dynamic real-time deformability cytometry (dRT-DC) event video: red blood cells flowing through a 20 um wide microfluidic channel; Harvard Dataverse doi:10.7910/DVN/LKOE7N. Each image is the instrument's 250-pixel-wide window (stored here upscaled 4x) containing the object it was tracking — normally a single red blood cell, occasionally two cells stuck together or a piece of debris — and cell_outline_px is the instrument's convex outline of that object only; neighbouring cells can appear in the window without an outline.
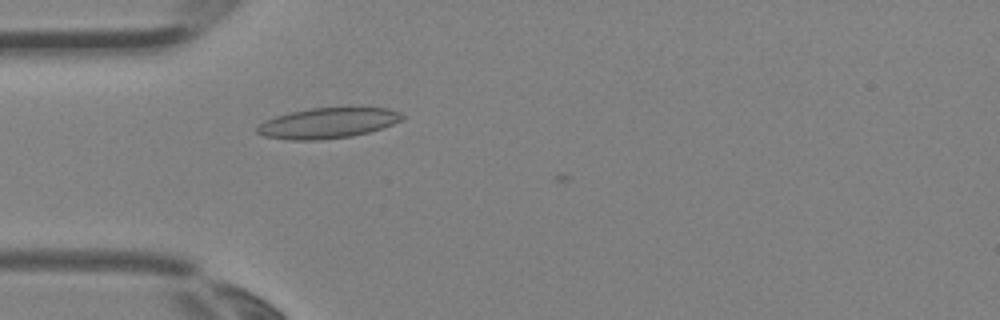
{"species": "Egyptian fruit bat (a non-hibernating species)", "species_latin": "Rousettus aegyptiacus", "temperature_condition": "room temperature", "stored_images_in_passage": 3, "camera_frame_rate_fps": 3000, "um_per_image_px": 0.085, "animal": {"sex": "female"}, "frame": {"image": 1, "passage_image": 3, "time_ms": 0.667, "image_size_px": [1000, 320], "cell_outline_px": [[404, 120], [368, 132], [352, 136], [320, 140], [288, 140], [264, 136], [256, 132], [256, 128], [264, 120], [276, 116], [292, 112], [312, 108], [388, 108], [400, 112], [404, 116]], "centroid_in_image_um": [27.85, 10.47], "position_along_channel_um": 57.2, "area_um2": 25.61}}